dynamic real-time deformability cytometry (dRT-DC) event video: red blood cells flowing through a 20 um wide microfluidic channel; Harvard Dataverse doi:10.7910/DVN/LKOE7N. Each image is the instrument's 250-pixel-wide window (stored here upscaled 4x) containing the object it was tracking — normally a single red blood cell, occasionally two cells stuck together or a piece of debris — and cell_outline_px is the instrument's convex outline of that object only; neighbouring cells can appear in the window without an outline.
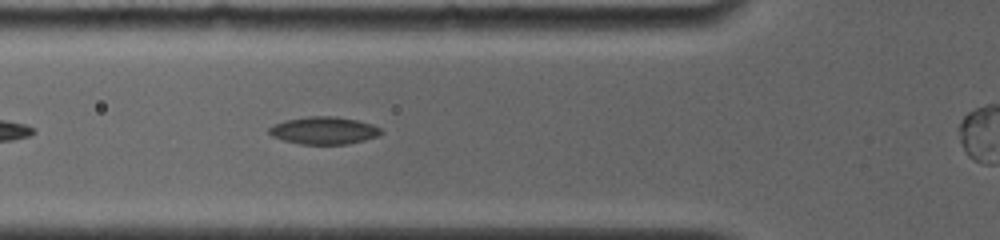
{"species": "common noctule bat (a hibernating species)", "species_latin": "Nyctalus noctula", "temperature_condition": "room temperature", "stored_images_in_passage": 34, "camera_frame_rate_fps": 4000, "um_per_image_px": 0.085, "animal": {"sex": "female", "body_mass_g": 19.0, "forearm_length_mm": 56.7}, "frame": {"image": 1, "passage_image": 7, "time_ms": 1.5, "image_size_px": [1000, 240], "cell_outline_px": [[384, 132], [380, 136], [348, 144], [300, 144], [284, 140], [272, 136], [268, 132], [268, 128], [272, 124], [284, 120], [308, 116], [336, 116], [356, 120], [372, 124], [380, 128]], "centroid_in_image_um": [27.53, 11.09], "position_along_channel_um": 98.3, "area_um2": 18.09}}
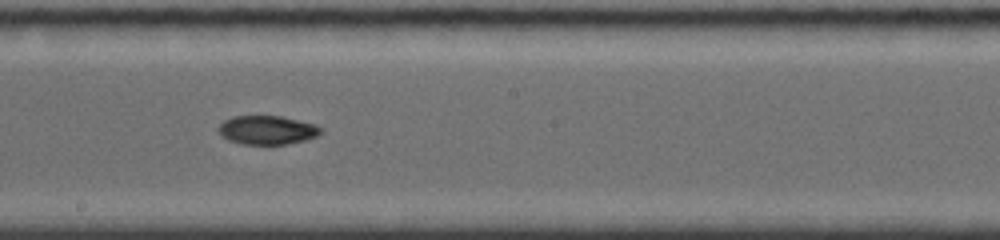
{"frame": {"image": 2, "passage_image": 20, "time_ms": 4.75, "image_size_px": [1000, 240], "cell_outline_px": [[324, 132], [316, 136], [304, 140], [284, 144], [240, 144], [228, 140], [220, 136], [216, 128], [224, 120], [232, 116], [280, 116], [316, 124], [324, 128]], "centroid_in_image_um": [22.69, 11.05], "position_along_channel_um": 225.5, "area_um2": 17.4}}
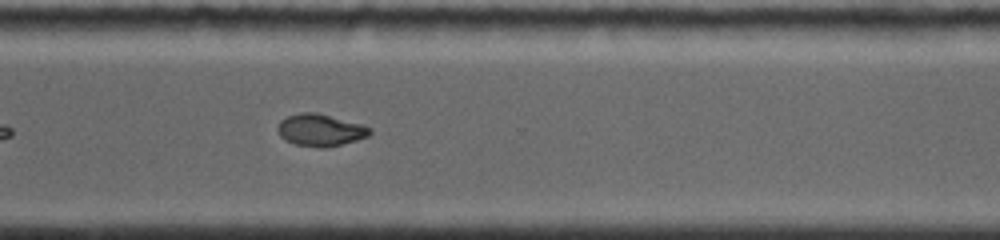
{"frame": {"image": 3, "passage_image": 32, "time_ms": 7.75, "image_size_px": [1000, 240], "cell_outline_px": [[372, 132], [368, 136], [356, 140], [324, 148], [320, 148], [296, 144], [284, 140], [280, 136], [276, 128], [280, 120], [288, 116], [300, 112], [316, 112], [364, 124], [372, 128]], "centroid_in_image_um": [27.23, 11.04], "position_along_channel_um": 343.4, "area_um2": 17.4}}